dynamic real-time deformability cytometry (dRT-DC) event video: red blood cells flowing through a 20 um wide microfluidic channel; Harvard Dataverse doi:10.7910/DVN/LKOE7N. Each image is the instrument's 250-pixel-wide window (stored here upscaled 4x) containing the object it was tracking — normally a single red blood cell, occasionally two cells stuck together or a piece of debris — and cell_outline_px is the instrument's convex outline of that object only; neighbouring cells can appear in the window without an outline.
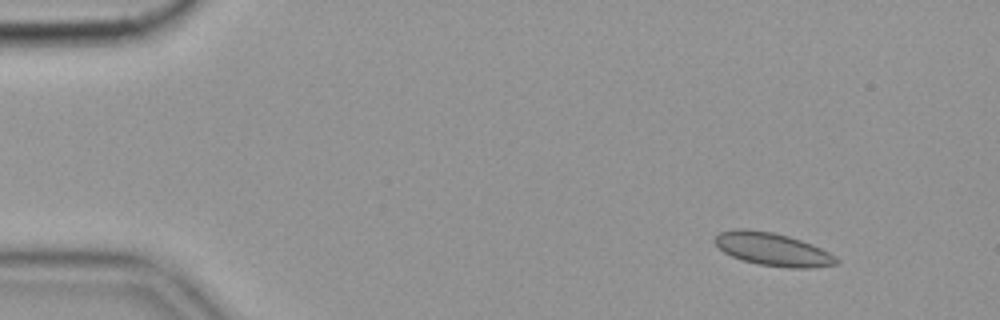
{"species": "common noctule bat (a hibernating species)", "species_latin": "Nyctalus noctula", "temperature_condition": "cold", "stored_images_in_passage": 57, "camera_frame_rate_fps": 3000, "um_per_image_px": 0.085, "animal": {"sex": "female", "body_mass_g": 19.9}, "frame": {"image": 1, "passage_image": 6, "time_ms": 1.667, "image_size_px": [1000, 320], "cell_outline_px": [[840, 264], [812, 268], [788, 268], [756, 264], [732, 256], [724, 252], [712, 240], [720, 232], [736, 228], [748, 228], [772, 232], [788, 236], [812, 244], [836, 256], [840, 260]], "centroid_in_image_um": [65.7, 21.19], "position_along_channel_um": 19.3, "area_um2": 23.52}}
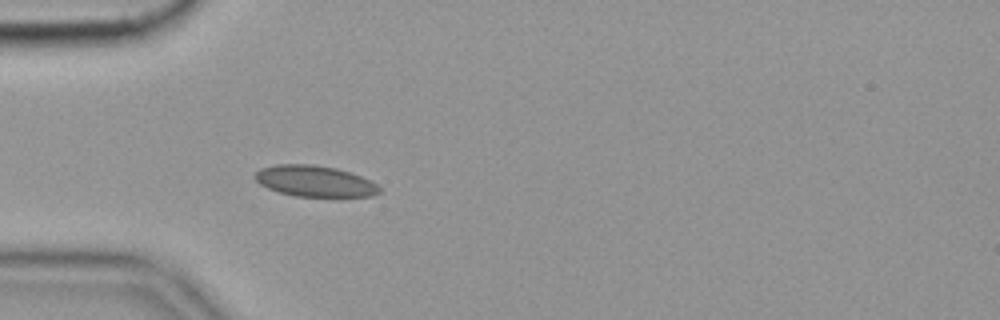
{"frame": {"image": 2, "passage_image": 17, "time_ms": 5.333, "image_size_px": [1000, 320], "cell_outline_px": [[380, 192], [372, 196], [340, 200], [296, 196], [280, 192], [268, 188], [260, 184], [252, 176], [260, 168], [276, 164], [312, 164], [336, 168], [360, 176], [376, 184], [380, 188]], "centroid_in_image_um": [26.79, 15.45], "position_along_channel_um": 58.2, "area_um2": 23.41}}
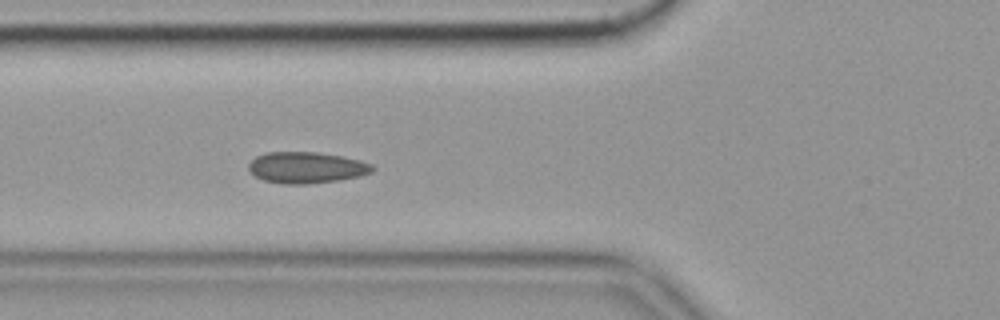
{"frame": {"image": 3, "passage_image": 21, "time_ms": 6.667, "image_size_px": [1000, 320], "cell_outline_px": [[376, 168], [372, 172], [360, 176], [336, 180], [308, 184], [284, 184], [264, 180], [256, 176], [248, 168], [248, 164], [256, 156], [268, 152], [316, 152], [344, 156], [360, 160], [372, 164]], "centroid_in_image_um": [26.08, 14.23], "position_along_channel_um": 99.7, "area_um2": 22.54}, "authors_computed_cell_mechanics": {"area_um2": 22.0796, "velocity_mm_per_s": 3.5168, "shape_relaxation_time_tau1_ms": null, "shape_relaxation_time_tau2_ms": 1.9579, "deformation_change_tau1": null, "deformation_change_tau2": 0.0451}}